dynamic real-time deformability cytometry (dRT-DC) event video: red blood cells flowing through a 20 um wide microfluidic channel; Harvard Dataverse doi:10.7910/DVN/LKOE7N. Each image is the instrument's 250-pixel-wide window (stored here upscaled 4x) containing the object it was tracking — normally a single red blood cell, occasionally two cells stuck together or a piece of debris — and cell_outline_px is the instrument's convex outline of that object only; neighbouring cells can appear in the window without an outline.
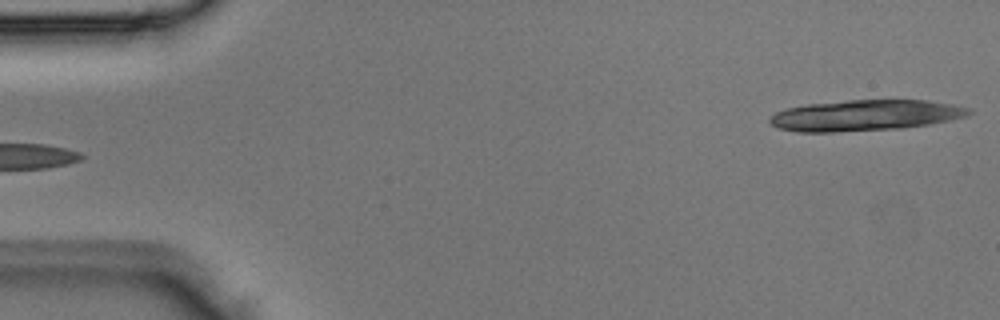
{"species": "Egyptian fruit bat (a non-hibernating species)", "species_latin": "Rousettus aegyptiacus", "temperature_condition": "room temperature", "stored_images_in_passage": 3, "segment_of_instrument_passage": [2, 2], "camera_frame_rate_fps": 3000, "um_per_image_px": 0.085, "animal": {"sex": "male"}, "frame": {"image": 1, "passage_image": 3, "time_ms": 0.667, "image_size_px": [1000, 320], "cell_outline_px": [[972, 112], [968, 116], [952, 120], [904, 128], [832, 132], [796, 132], [780, 128], [772, 124], [768, 120], [768, 116], [776, 112], [788, 108], [808, 104], [848, 100], [928, 100], [952, 104], [972, 108]], "centroid_in_image_um": [73.58, 9.8], "position_along_channel_um": 11.4, "area_um2": 36.01}}